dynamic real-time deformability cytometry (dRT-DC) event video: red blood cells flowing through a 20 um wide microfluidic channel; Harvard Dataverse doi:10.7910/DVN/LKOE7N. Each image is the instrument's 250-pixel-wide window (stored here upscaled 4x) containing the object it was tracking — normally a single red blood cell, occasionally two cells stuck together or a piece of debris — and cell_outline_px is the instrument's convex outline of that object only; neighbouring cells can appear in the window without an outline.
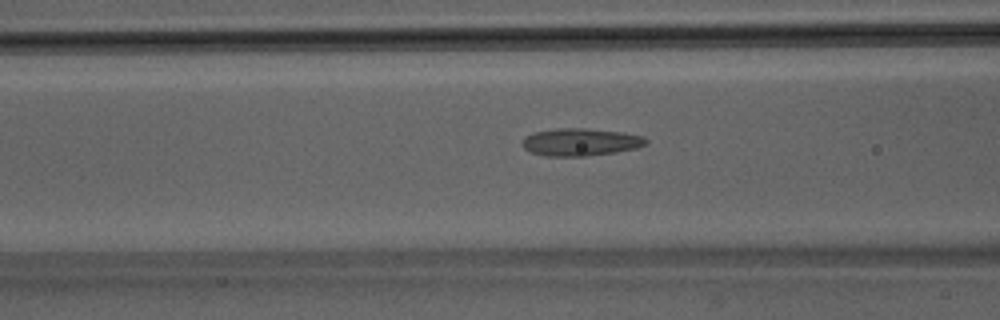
{"species": "Egyptian fruit bat (a non-hibernating species)", "species_latin": "Rousettus aegyptiacus", "temperature_condition": "room temperature", "stored_images_in_passage": 34, "camera_frame_rate_fps": 3000, "um_per_image_px": 0.085, "animal": {"sex": "male"}, "frame": {"image": 1, "passage_image": 10, "time_ms": 3.0, "image_size_px": [1000, 320], "cell_outline_px": [[648, 140], [644, 144], [636, 148], [616, 152], [588, 156], [544, 156], [532, 152], [524, 148], [520, 144], [524, 136], [532, 132], [556, 128], [584, 128], [620, 132], [644, 136]], "centroid_in_image_um": [49.28, 12.07], "position_along_channel_um": 117.3, "area_um2": 19.94}, "authors_computed_cell_mechanics": {"area_um2": 18.4382, "velocity_mm_per_s": 4.0803, "shape_relaxation_time_tau1_ms": null, "shape_relaxation_time_tau2_ms": 2.5614, "deformation_change_tau1": null, "deformation_change_tau2": 0.1345}}